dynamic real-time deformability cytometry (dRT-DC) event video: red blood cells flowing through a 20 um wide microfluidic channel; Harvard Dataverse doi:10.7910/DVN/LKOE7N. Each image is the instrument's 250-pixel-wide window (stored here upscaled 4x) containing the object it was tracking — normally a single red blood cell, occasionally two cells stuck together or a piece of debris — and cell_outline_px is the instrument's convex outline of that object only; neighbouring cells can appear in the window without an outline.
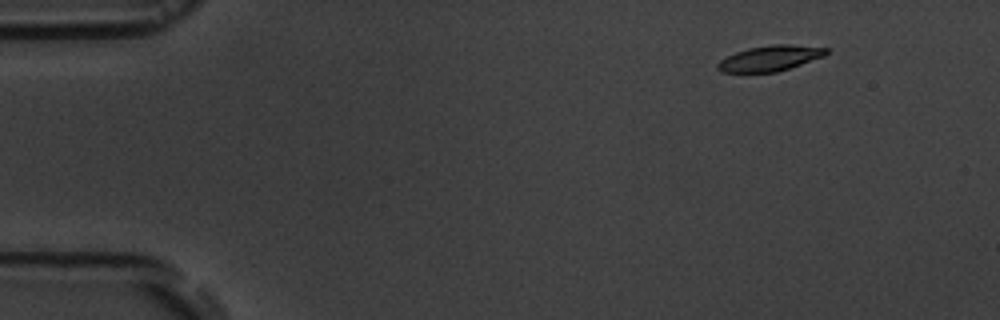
{"species": "common noctule bat (a hibernating species)", "species_latin": "Nyctalus noctula", "temperature_condition": "room temperature", "stored_images_in_passage": 5, "camera_frame_rate_fps": 3000, "um_per_image_px": 0.085, "animal": {"sex": "male", "body_mass_g": 19.5, "forearm_length_mm": 54.6}, "frame": {"image": 1, "passage_image": 2, "time_ms": 1.333, "image_size_px": [1000, 320], "cell_outline_px": [[828, 52], [824, 56], [776, 72], [720, 72], [716, 68], [716, 64], [720, 60], [736, 52], [748, 48], [772, 44], [788, 44], [828, 48]], "centroid_in_image_um": [65.42, 4.95], "position_along_channel_um": 19.6, "area_um2": 15.95}}
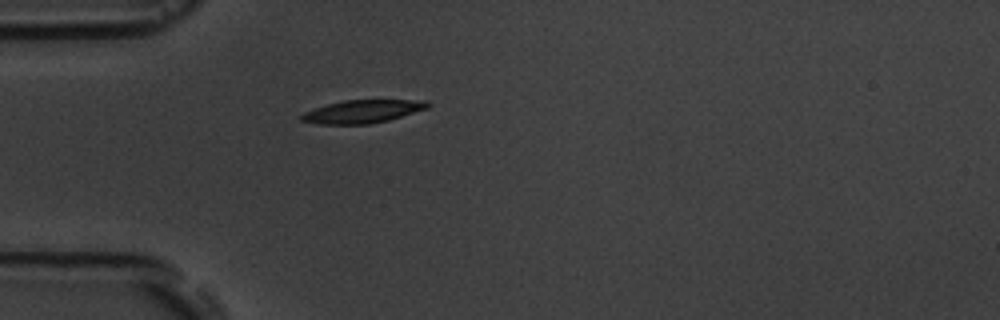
{"frame": {"image": 2, "passage_image": 5, "time_ms": 4.667, "image_size_px": [1000, 320], "cell_outline_px": [[432, 104], [428, 108], [388, 120], [368, 124], [320, 124], [300, 120], [300, 116], [304, 112], [328, 104], [344, 100], [428, 100]], "centroid_in_image_um": [30.85, 9.47], "position_along_channel_um": 54.2, "area_um2": 16.82}}